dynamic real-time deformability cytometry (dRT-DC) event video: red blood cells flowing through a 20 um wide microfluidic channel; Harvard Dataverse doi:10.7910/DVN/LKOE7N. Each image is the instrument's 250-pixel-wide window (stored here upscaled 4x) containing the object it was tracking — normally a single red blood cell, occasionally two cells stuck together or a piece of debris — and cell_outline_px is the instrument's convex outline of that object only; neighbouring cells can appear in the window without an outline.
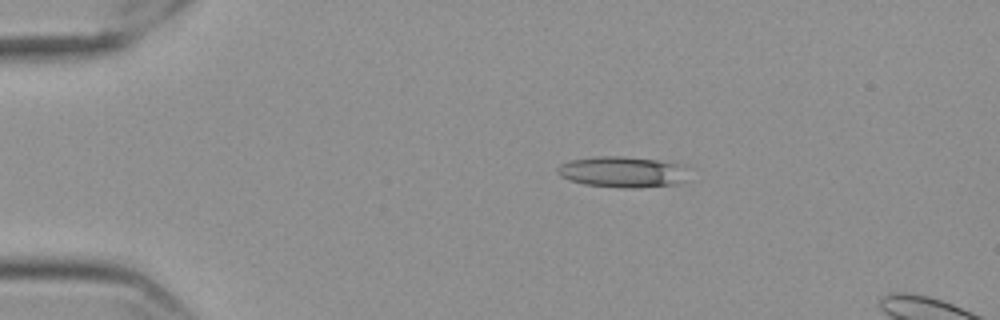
{"species": "Egyptian fruit bat (a non-hibernating species)", "species_latin": "Rousettus aegyptiacus", "temperature_condition": "cold", "stored_images_in_passage": 8, "camera_frame_rate_fps": 3000, "um_per_image_px": 0.085, "frame": {"image": 1, "passage_image": 1, "time_ms": 0.0, "image_size_px": [1000, 320], "cell_outline_px": [[684, 180], [676, 184], [636, 188], [620, 188], [584, 184], [560, 176], [556, 172], [556, 168], [560, 164], [572, 160], [596, 156], [616, 156], [656, 160], [676, 164]], "centroid_in_image_um": [52.74, 14.62], "position_along_channel_um": 32.3, "area_um2": 22.83}}